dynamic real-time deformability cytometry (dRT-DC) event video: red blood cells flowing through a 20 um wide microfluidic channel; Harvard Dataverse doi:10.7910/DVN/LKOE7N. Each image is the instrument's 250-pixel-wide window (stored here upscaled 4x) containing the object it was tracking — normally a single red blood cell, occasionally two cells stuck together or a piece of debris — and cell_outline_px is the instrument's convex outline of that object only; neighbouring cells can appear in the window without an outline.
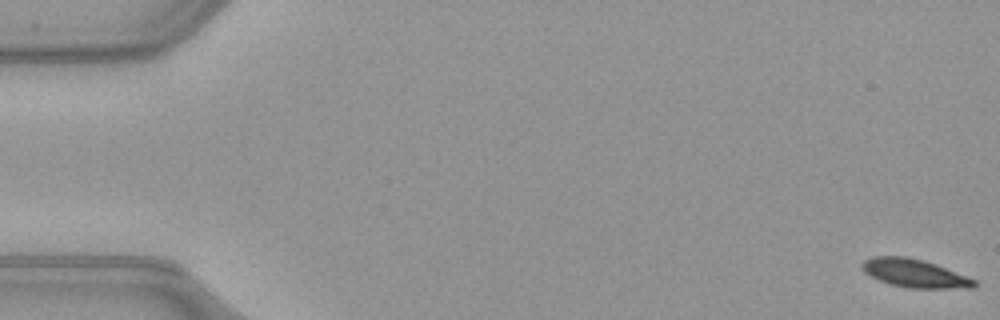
{"species": "common noctule bat (a hibernating species)", "species_latin": "Nyctalus noctula", "temperature_condition": "warm", "stored_images_in_passage": 52, "camera_frame_rate_fps": 3000, "um_per_image_px": 0.085, "animal": {"sex": "female", "body_mass_g": 21.9}, "frame": {"image": 1, "passage_image": 1, "time_ms": 0.0, "image_size_px": [1000, 320], "cell_outline_px": [[980, 284], [972, 288], [908, 288], [892, 284], [880, 280], [864, 272], [860, 268], [860, 264], [864, 260], [872, 256], [904, 256], [936, 264], [976, 280]], "centroid_in_image_um": [77.74, 23.23], "position_along_channel_um": 7.3, "area_um2": 18.38}}
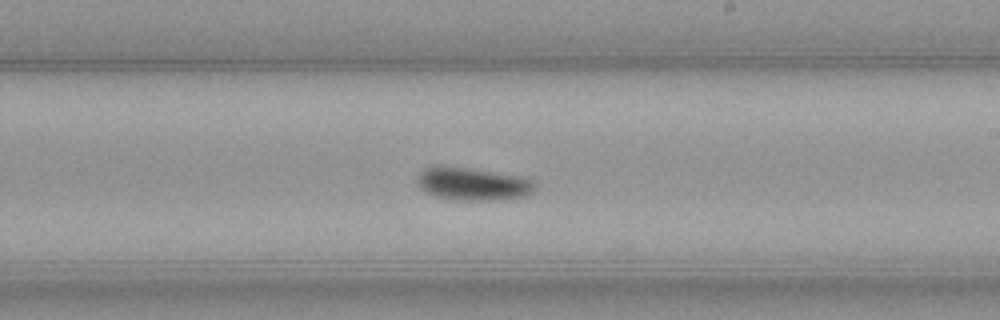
{"frame": {"image": 2, "passage_image": 31, "time_ms": 10.0, "image_size_px": [1000, 320], "cell_outline_px": [[536, 188], [532, 192], [524, 196], [504, 200], [452, 200], [436, 196], [424, 192], [416, 184], [416, 176], [424, 168], [440, 164], [468, 168], [520, 176], [532, 180], [536, 184]], "centroid_in_image_um": [40.13, 15.63], "position_along_channel_um": 248.9, "area_um2": 23.0}}
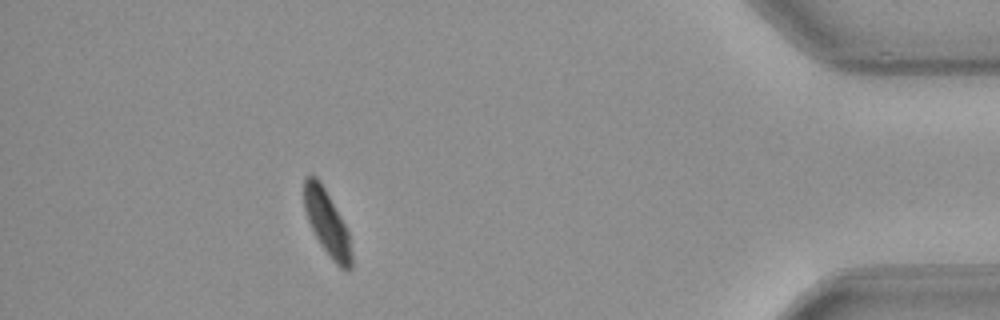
{"frame": {"image": 3, "passage_image": 47, "time_ms": 15.333, "image_size_px": [1000, 320], "cell_outline_px": [[352, 268], [348, 272], [340, 268], [332, 260], [320, 244], [308, 220], [304, 208], [304, 176], [312, 172], [320, 180], [340, 216], [348, 232], [352, 256]], "centroid_in_image_um": [27.79, 18.93], "position_along_channel_um": 407.4, "area_um2": 17.98}, "authors_computed_cell_mechanics": {"area_um2": 20.3745, "velocity_mm_per_s": 3.9933, "shape_relaxation_time_tau1_ms": 2.8117, "shape_relaxation_time_tau2_ms": null, "deformation_change_tau1": 0.1245, "deformation_change_tau2": null}}